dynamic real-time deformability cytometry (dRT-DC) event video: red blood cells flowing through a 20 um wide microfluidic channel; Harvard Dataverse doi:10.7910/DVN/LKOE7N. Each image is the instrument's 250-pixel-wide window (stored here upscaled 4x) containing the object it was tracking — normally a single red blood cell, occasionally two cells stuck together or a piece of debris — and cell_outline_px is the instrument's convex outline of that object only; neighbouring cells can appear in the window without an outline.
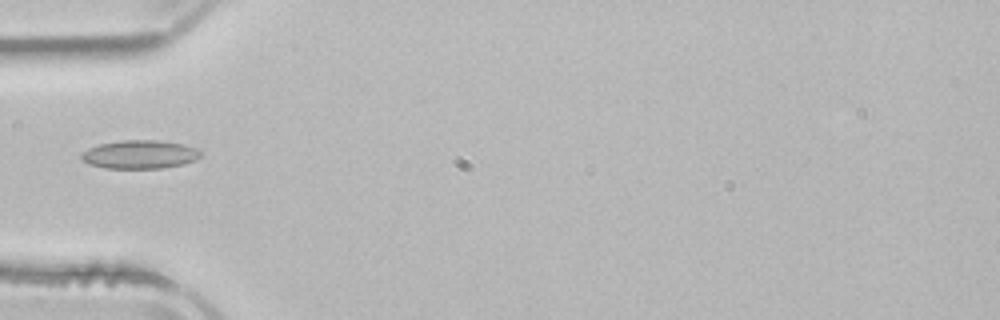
{"species": "common noctule bat (a hibernating species)", "species_latin": "Nyctalus noctula", "temperature_condition": "room temperature", "stored_images_in_passage": 2, "camera_frame_rate_fps": 3000, "um_per_image_px": 0.085, "animal": {"sex": "male", "body_mass_g": 21.5, "forearm_length_mm": 52.0}, "frame": {"image": 1, "passage_image": 2, "time_ms": 1.667, "image_size_px": [1000, 320], "cell_outline_px": [[200, 156], [196, 160], [184, 164], [160, 168], [104, 168], [88, 164], [80, 160], [80, 156], [88, 148], [100, 144], [120, 140], [160, 140], [184, 144], [196, 148], [200, 152]], "centroid_in_image_um": [11.87, 13.12], "position_along_channel_um": 73.1, "area_um2": 19.88}}